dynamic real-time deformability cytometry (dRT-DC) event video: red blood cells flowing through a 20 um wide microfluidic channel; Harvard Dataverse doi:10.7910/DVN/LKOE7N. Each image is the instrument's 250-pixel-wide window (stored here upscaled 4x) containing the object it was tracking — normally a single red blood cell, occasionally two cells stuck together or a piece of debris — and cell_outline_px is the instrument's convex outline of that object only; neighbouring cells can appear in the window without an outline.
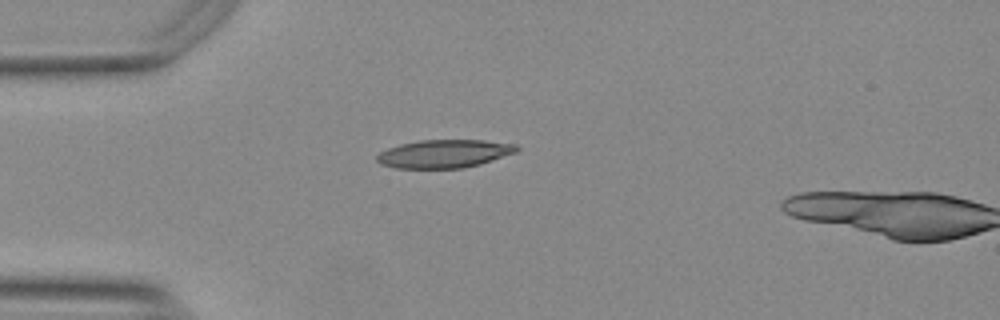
{"species": "Egyptian fruit bat (a non-hibernating species)", "species_latin": "Rousettus aegyptiacus", "temperature_condition": "warm", "stored_images_in_passage": 2, "camera_frame_rate_fps": 3000, "um_per_image_px": 0.085, "animal": {"sex": "female"}, "frame": {"image": 1, "passage_image": 1, "time_ms": 0.0, "image_size_px": [1000, 320], "cell_outline_px": [[520, 148], [516, 152], [480, 164], [464, 168], [396, 168], [380, 164], [376, 160], [376, 156], [380, 152], [388, 148], [400, 144], [420, 140], [484, 140], [516, 144]], "centroid_in_image_um": [37.75, 13.06], "position_along_channel_um": 47.2, "area_um2": 22.95}}